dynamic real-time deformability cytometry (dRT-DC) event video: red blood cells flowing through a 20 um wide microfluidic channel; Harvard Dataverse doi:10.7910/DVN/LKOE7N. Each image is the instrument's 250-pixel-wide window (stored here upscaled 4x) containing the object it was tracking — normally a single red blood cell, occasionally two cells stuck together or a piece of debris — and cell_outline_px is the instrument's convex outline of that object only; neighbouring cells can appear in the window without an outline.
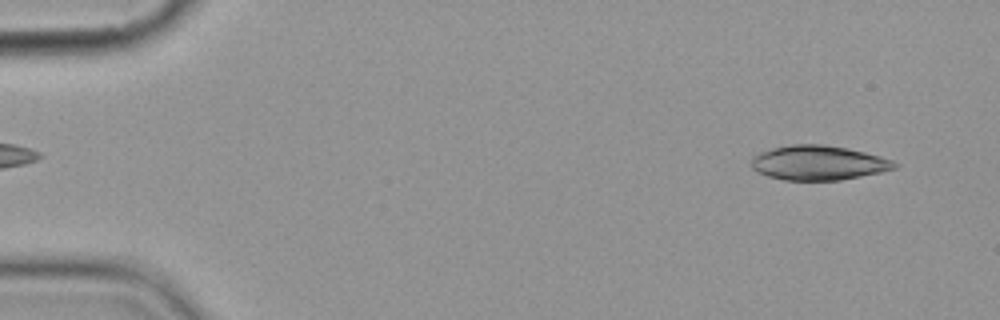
{"species": "common noctule bat (a hibernating species)", "species_latin": "Nyctalus noctula", "temperature_condition": "cold", "stored_images_in_passage": 9, "camera_frame_rate_fps": 3000, "um_per_image_px": 0.085, "animal": {"sex": "female", "body_mass_g": 19.9}, "frame": {"image": 1, "passage_image": 1, "time_ms": 0.0, "image_size_px": [1000, 320], "cell_outline_px": [[900, 164], [896, 168], [880, 172], [840, 180], [784, 180], [768, 176], [756, 172], [752, 168], [752, 156], [760, 152], [772, 148], [792, 144], [824, 144], [848, 148], [880, 156], [892, 160]], "centroid_in_image_um": [69.56, 13.83], "position_along_channel_um": 15.4, "area_um2": 28.9}}
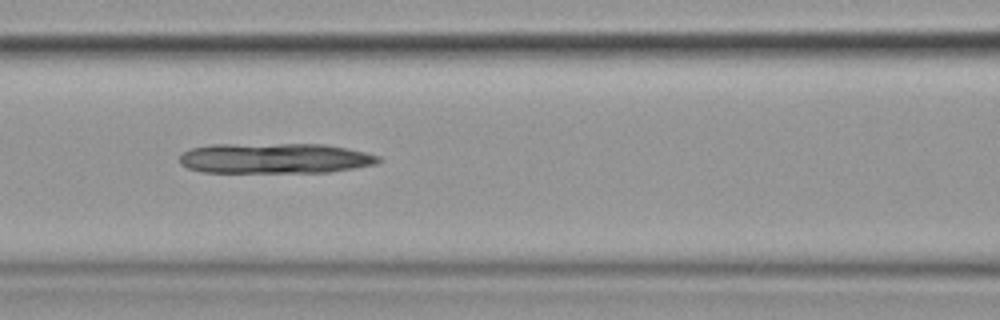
{"frame": {"image": 2, "passage_image": 6, "time_ms": 6.667, "image_size_px": [1000, 320], "cell_outline_px": [[384, 160], [376, 164], [328, 172], [204, 172], [188, 168], [180, 164], [180, 152], [192, 148], [212, 144], [324, 144], [364, 152], [380, 156]], "centroid_in_image_um": [23.34, 13.45], "position_along_channel_um": 143.3, "area_um2": 35.2}}
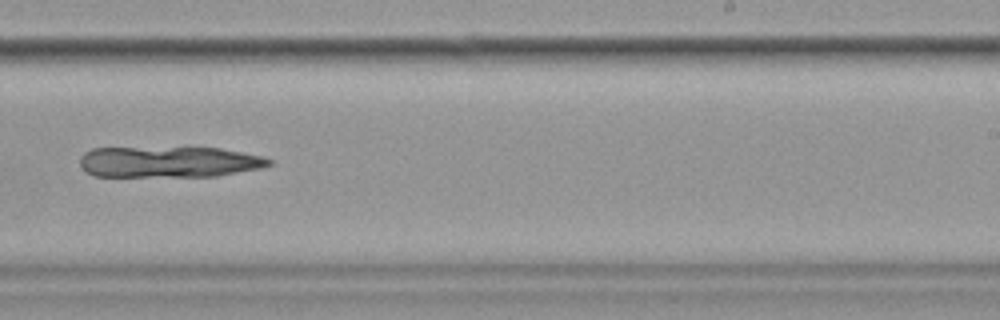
{"frame": {"image": 3, "passage_image": 9, "time_ms": 10.333, "image_size_px": [1000, 320], "cell_outline_px": [[272, 164], [264, 168], [216, 176], [92, 176], [80, 164], [80, 156], [84, 152], [92, 148], [220, 148], [264, 156], [272, 160]], "centroid_in_image_um": [14.4, 13.76], "position_along_channel_um": 274.6, "area_um2": 34.22}}